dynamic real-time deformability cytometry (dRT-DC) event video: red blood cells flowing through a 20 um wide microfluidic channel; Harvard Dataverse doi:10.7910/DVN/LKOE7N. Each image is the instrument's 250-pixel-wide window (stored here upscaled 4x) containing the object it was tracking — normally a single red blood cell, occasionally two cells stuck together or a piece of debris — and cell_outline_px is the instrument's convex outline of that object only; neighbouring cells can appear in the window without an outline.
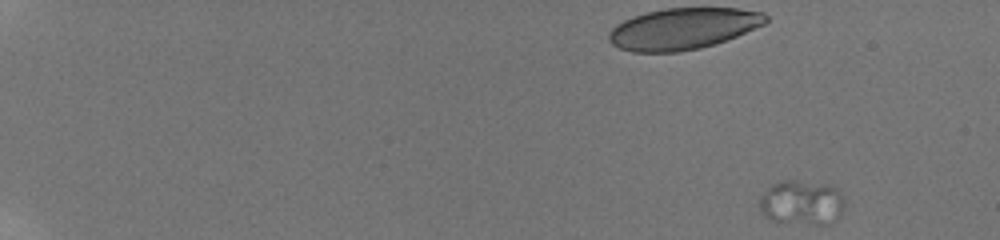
{"species": "human", "species_latin": "Homo sapiens", "temperature_condition": "room temperature", "stored_images_in_passage": 14, "camera_frame_rate_fps": 3000, "um_per_image_px": 0.085, "donor": {"sex": "male"}, "frame": {"image": 1, "passage_image": 1, "time_ms": 0.0, "image_size_px": [1000, 240], "cell_outline_px": [[844, 208], [828, 224], [812, 224], [776, 220], [764, 216], [760, 212], [760, 196], [772, 184], [784, 180], [796, 180], [828, 184], [836, 188], [840, 192], [844, 200]], "centroid_in_image_um": [68.14, 17.19], "position_along_channel_um": 16.9, "area_um2": 21.85}}